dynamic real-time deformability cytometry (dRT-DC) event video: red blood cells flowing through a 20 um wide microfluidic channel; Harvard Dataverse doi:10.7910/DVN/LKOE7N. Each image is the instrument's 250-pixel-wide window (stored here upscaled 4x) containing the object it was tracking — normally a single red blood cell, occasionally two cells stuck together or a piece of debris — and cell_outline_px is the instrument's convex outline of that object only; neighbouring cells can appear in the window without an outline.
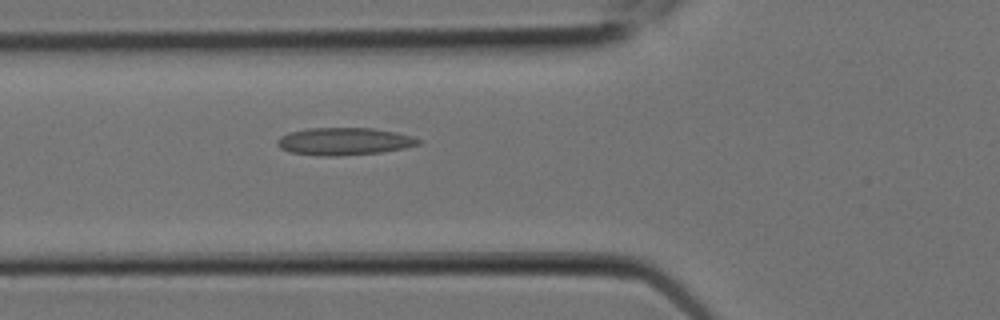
{"species": "Egyptian fruit bat (a non-hibernating species)", "species_latin": "Rousettus aegyptiacus", "temperature_condition": "room temperature", "stored_images_in_passage": 3, "camera_frame_rate_fps": 3000, "um_per_image_px": 0.085, "animal": {"sex": "female"}, "frame": {"image": 1, "passage_image": 3, "time_ms": 0.667, "image_size_px": [1000, 320], "cell_outline_px": [[420, 144], [404, 148], [380, 152], [336, 156], [320, 156], [288, 152], [280, 148], [276, 144], [276, 140], [280, 136], [288, 132], [308, 128], [372, 128], [412, 136], [420, 140]], "centroid_in_image_um": [29.18, 12.02], "position_along_channel_um": 96.6, "area_um2": 22.54}}